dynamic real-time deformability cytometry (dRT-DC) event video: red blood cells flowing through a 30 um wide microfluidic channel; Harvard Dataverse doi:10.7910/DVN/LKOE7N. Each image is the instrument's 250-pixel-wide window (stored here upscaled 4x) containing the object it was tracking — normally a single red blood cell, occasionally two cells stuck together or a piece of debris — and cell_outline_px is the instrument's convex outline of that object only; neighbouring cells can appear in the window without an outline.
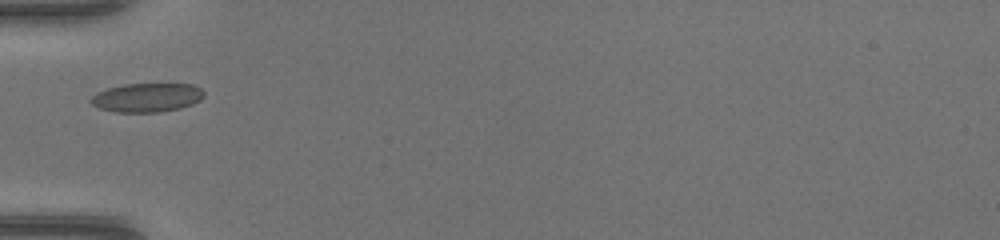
{"species": "common noctule bat (a hibernating species)", "species_latin": "Nyctalus noctula", "temperature_condition": "warm", "stored_images_in_passage": 17, "camera_frame_rate_fps": 3000, "um_per_image_px": 0.085, "animal": {"sex": "female", "body_mass_g": 17.0, "forearm_length_mm": 48.0}, "frame": {"image": 1, "passage_image": 1, "time_ms": 0.0, "image_size_px": [1000, 240], "cell_outline_px": [[204, 96], [200, 100], [192, 104], [180, 108], [156, 112], [116, 112], [100, 108], [92, 104], [88, 100], [96, 92], [108, 88], [124, 84], [192, 84], [200, 88], [204, 92]], "centroid_in_image_um": [12.47, 8.29], "position_along_channel_um": 72.5, "area_um2": 19.02}}
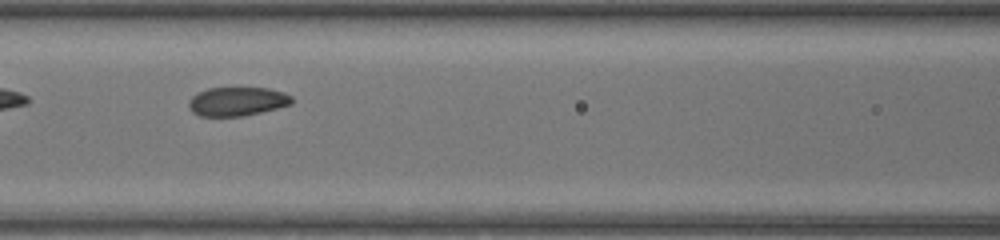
{"frame": {"image": 2, "passage_image": 6, "time_ms": 1.667, "image_size_px": [1000, 240], "cell_outline_px": [[292, 104], [244, 116], [200, 116], [192, 112], [188, 108], [188, 100], [196, 92], [208, 88], [268, 88], [284, 92], [292, 96]], "centroid_in_image_um": [20.12, 8.62], "position_along_channel_um": 146.5, "area_um2": 17.46}}